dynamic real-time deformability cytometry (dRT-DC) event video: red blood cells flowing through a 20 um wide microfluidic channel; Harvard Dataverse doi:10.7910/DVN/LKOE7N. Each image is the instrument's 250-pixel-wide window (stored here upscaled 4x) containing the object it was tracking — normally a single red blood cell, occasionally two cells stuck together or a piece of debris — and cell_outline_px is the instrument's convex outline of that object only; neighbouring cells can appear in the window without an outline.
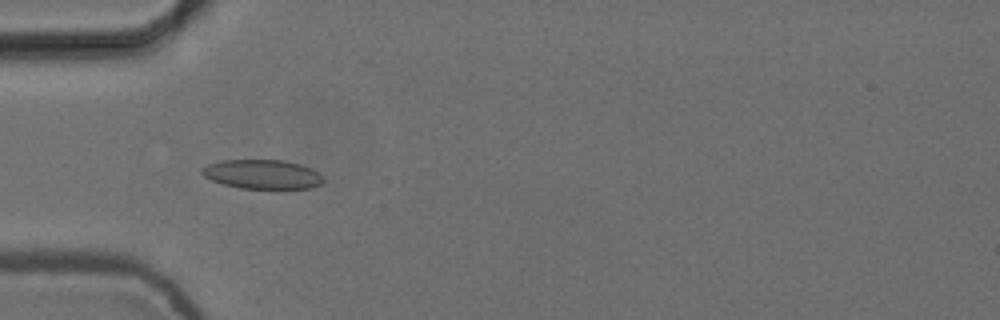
{"species": "common noctule bat (a hibernating species)", "species_latin": "Nyctalus noctula", "temperature_condition": "cold", "stored_images_in_passage": 6, "camera_frame_rate_fps": 3000, "um_per_image_px": 0.085, "animal": {"sex": "female", "body_mass_g": 24.6, "forearm_length_mm": 56.2}, "frame": {"image": 1, "passage_image": 5, "time_ms": 1.333, "image_size_px": [1000, 320], "cell_outline_px": [[324, 180], [320, 184], [312, 188], [240, 188], [224, 184], [212, 180], [204, 176], [200, 172], [200, 168], [208, 164], [220, 160], [284, 160], [300, 164], [312, 168], [320, 172], [324, 176]], "centroid_in_image_um": [22.32, 14.8], "position_along_channel_um": 62.7, "area_um2": 20.81}}
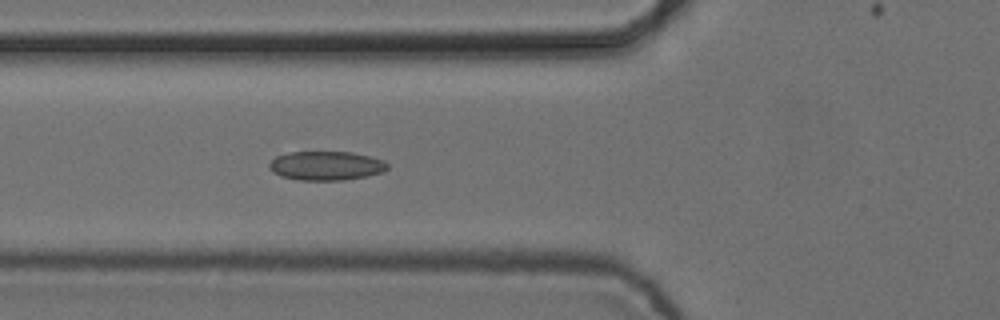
{"frame": {"image": 2, "passage_image": 6, "time_ms": 1.667, "image_size_px": [1000, 320], "cell_outline_px": [[388, 168], [384, 172], [368, 176], [344, 180], [300, 180], [280, 176], [272, 172], [268, 168], [268, 164], [276, 156], [292, 152], [352, 152], [384, 160], [388, 164]], "centroid_in_image_um": [27.73, 14.09], "position_along_channel_um": 98.1, "area_um2": 20.11}}